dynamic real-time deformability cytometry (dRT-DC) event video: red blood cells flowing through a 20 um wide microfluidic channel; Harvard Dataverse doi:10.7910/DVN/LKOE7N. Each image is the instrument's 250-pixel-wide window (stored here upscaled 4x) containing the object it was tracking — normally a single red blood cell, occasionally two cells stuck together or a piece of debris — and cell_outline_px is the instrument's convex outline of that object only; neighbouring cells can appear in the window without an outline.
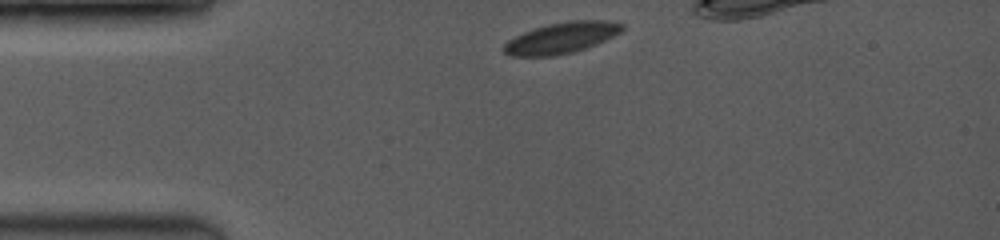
{"species": "common noctule bat (a hibernating species)", "species_latin": "Nyctalus noctula", "temperature_condition": "room temperature", "stored_images_in_passage": 2, "camera_frame_rate_fps": 3500, "um_per_image_px": 0.085, "animal": {"sex": "female", "body_mass_g": 19.0, "forearm_length_mm": 53.3}, "frame": {"image": 1, "passage_image": 1, "time_ms": 0.0, "image_size_px": [1000, 240], "cell_outline_px": [[624, 28], [620, 32], [596, 44], [572, 52], [556, 56], [512, 56], [504, 52], [504, 44], [508, 40], [524, 32], [548, 24], [568, 20], [604, 20], [624, 24]], "centroid_in_image_um": [47.72, 3.21], "position_along_channel_um": 37.3, "area_um2": 21.15}}